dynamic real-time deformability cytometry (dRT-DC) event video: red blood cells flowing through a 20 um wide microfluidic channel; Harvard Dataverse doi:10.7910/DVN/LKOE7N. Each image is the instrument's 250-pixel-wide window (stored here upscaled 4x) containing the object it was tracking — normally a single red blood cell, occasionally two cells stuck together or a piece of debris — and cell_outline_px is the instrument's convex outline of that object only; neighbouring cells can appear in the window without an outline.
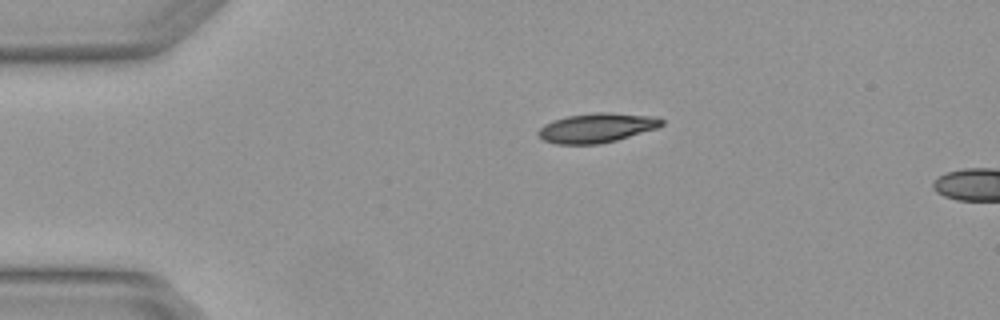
{"species": "Egyptian fruit bat (a non-hibernating species)", "species_latin": "Rousettus aegyptiacus", "temperature_condition": "warm", "stored_images_in_passage": 3, "camera_frame_rate_fps": 3000, "um_per_image_px": 0.085, "animal": {"sex": "female"}, "frame": {"image": 1, "passage_image": 3, "time_ms": 0.667, "image_size_px": [1000, 320], "cell_outline_px": [[664, 124], [656, 128], [616, 140], [600, 144], [556, 144], [544, 140], [536, 132], [544, 124], [552, 120], [568, 116], [596, 112], [612, 112], [656, 116], [664, 120]], "centroid_in_image_um": [50.73, 10.85], "position_along_channel_um": 34.3, "area_um2": 21.21}}